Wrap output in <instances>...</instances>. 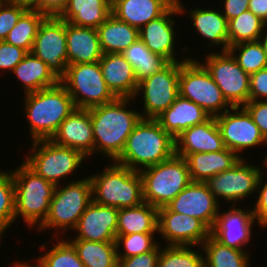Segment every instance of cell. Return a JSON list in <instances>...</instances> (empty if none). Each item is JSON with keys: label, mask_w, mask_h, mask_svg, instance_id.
<instances>
[{"label": "cell", "mask_w": 267, "mask_h": 267, "mask_svg": "<svg viewBox=\"0 0 267 267\" xmlns=\"http://www.w3.org/2000/svg\"><path fill=\"white\" fill-rule=\"evenodd\" d=\"M67 182L66 185L55 186L48 216L36 229L38 232L54 229L52 236L55 242L58 236L60 237L57 234L62 233L61 237H63L69 229L73 230L76 227L79 218L92 201V185L89 176Z\"/></svg>", "instance_id": "cell-6"}, {"label": "cell", "mask_w": 267, "mask_h": 267, "mask_svg": "<svg viewBox=\"0 0 267 267\" xmlns=\"http://www.w3.org/2000/svg\"><path fill=\"white\" fill-rule=\"evenodd\" d=\"M31 53L45 62L60 80L68 65L66 21L47 16L38 28Z\"/></svg>", "instance_id": "cell-14"}, {"label": "cell", "mask_w": 267, "mask_h": 267, "mask_svg": "<svg viewBox=\"0 0 267 267\" xmlns=\"http://www.w3.org/2000/svg\"><path fill=\"white\" fill-rule=\"evenodd\" d=\"M199 61L212 76L223 97L231 107H243L249 102L250 75L238 64L229 51L213 50Z\"/></svg>", "instance_id": "cell-11"}, {"label": "cell", "mask_w": 267, "mask_h": 267, "mask_svg": "<svg viewBox=\"0 0 267 267\" xmlns=\"http://www.w3.org/2000/svg\"><path fill=\"white\" fill-rule=\"evenodd\" d=\"M68 65L98 62L104 54L95 28L66 22Z\"/></svg>", "instance_id": "cell-26"}, {"label": "cell", "mask_w": 267, "mask_h": 267, "mask_svg": "<svg viewBox=\"0 0 267 267\" xmlns=\"http://www.w3.org/2000/svg\"><path fill=\"white\" fill-rule=\"evenodd\" d=\"M210 8H190L188 16L193 22L192 26L203 39L209 42L206 43L209 48L220 45L221 52L229 51L228 21L220 9H212V6Z\"/></svg>", "instance_id": "cell-27"}, {"label": "cell", "mask_w": 267, "mask_h": 267, "mask_svg": "<svg viewBox=\"0 0 267 267\" xmlns=\"http://www.w3.org/2000/svg\"><path fill=\"white\" fill-rule=\"evenodd\" d=\"M179 95L199 105L210 117L221 115L231 108L197 58L180 61Z\"/></svg>", "instance_id": "cell-10"}, {"label": "cell", "mask_w": 267, "mask_h": 267, "mask_svg": "<svg viewBox=\"0 0 267 267\" xmlns=\"http://www.w3.org/2000/svg\"><path fill=\"white\" fill-rule=\"evenodd\" d=\"M122 55L134 68L138 83L157 73L169 63L166 58L148 50L140 39L131 44Z\"/></svg>", "instance_id": "cell-35"}, {"label": "cell", "mask_w": 267, "mask_h": 267, "mask_svg": "<svg viewBox=\"0 0 267 267\" xmlns=\"http://www.w3.org/2000/svg\"><path fill=\"white\" fill-rule=\"evenodd\" d=\"M204 267H249L248 251L224 246L211 235L203 242ZM250 257V258H249Z\"/></svg>", "instance_id": "cell-34"}, {"label": "cell", "mask_w": 267, "mask_h": 267, "mask_svg": "<svg viewBox=\"0 0 267 267\" xmlns=\"http://www.w3.org/2000/svg\"><path fill=\"white\" fill-rule=\"evenodd\" d=\"M229 52L248 75L267 67V51L262 40L230 46Z\"/></svg>", "instance_id": "cell-38"}, {"label": "cell", "mask_w": 267, "mask_h": 267, "mask_svg": "<svg viewBox=\"0 0 267 267\" xmlns=\"http://www.w3.org/2000/svg\"><path fill=\"white\" fill-rule=\"evenodd\" d=\"M174 140L175 154L183 158L192 153L219 152L226 149L215 117L189 127Z\"/></svg>", "instance_id": "cell-22"}, {"label": "cell", "mask_w": 267, "mask_h": 267, "mask_svg": "<svg viewBox=\"0 0 267 267\" xmlns=\"http://www.w3.org/2000/svg\"><path fill=\"white\" fill-rule=\"evenodd\" d=\"M181 0L175 3L164 15L150 21L139 30V39L145 44L148 50L166 58L169 62H185L194 56L184 57L183 60L176 58V29L172 17L176 14L183 15L187 9ZM175 47V48H174ZM179 59V60H178Z\"/></svg>", "instance_id": "cell-17"}, {"label": "cell", "mask_w": 267, "mask_h": 267, "mask_svg": "<svg viewBox=\"0 0 267 267\" xmlns=\"http://www.w3.org/2000/svg\"><path fill=\"white\" fill-rule=\"evenodd\" d=\"M15 222V187L11 171H0V235Z\"/></svg>", "instance_id": "cell-40"}, {"label": "cell", "mask_w": 267, "mask_h": 267, "mask_svg": "<svg viewBox=\"0 0 267 267\" xmlns=\"http://www.w3.org/2000/svg\"><path fill=\"white\" fill-rule=\"evenodd\" d=\"M96 30L104 54H122L139 39V30L137 28L119 20L113 14Z\"/></svg>", "instance_id": "cell-32"}, {"label": "cell", "mask_w": 267, "mask_h": 267, "mask_svg": "<svg viewBox=\"0 0 267 267\" xmlns=\"http://www.w3.org/2000/svg\"><path fill=\"white\" fill-rule=\"evenodd\" d=\"M156 234L158 233H133L128 235H117L115 240L117 257L129 258L153 251L159 245V243H161L160 241H156V238L154 239Z\"/></svg>", "instance_id": "cell-41"}, {"label": "cell", "mask_w": 267, "mask_h": 267, "mask_svg": "<svg viewBox=\"0 0 267 267\" xmlns=\"http://www.w3.org/2000/svg\"><path fill=\"white\" fill-rule=\"evenodd\" d=\"M139 174L144 202L158 209L171 202L192 181L185 158L176 154Z\"/></svg>", "instance_id": "cell-7"}, {"label": "cell", "mask_w": 267, "mask_h": 267, "mask_svg": "<svg viewBox=\"0 0 267 267\" xmlns=\"http://www.w3.org/2000/svg\"><path fill=\"white\" fill-rule=\"evenodd\" d=\"M264 173L267 176V172L262 171L258 184L256 192H258V198H256V202L254 204V207L252 208L254 217L257 221V225L259 227L266 229L267 227V178L266 181L264 180Z\"/></svg>", "instance_id": "cell-45"}, {"label": "cell", "mask_w": 267, "mask_h": 267, "mask_svg": "<svg viewBox=\"0 0 267 267\" xmlns=\"http://www.w3.org/2000/svg\"><path fill=\"white\" fill-rule=\"evenodd\" d=\"M265 145H267V140H266ZM262 162H263V165H264V166H261V167H263V168L265 167V168H266L265 170H266V172H267V153H266L265 158L263 159Z\"/></svg>", "instance_id": "cell-55"}, {"label": "cell", "mask_w": 267, "mask_h": 267, "mask_svg": "<svg viewBox=\"0 0 267 267\" xmlns=\"http://www.w3.org/2000/svg\"><path fill=\"white\" fill-rule=\"evenodd\" d=\"M232 205L230 210L220 212L216 217L215 224L210 230V235L224 246L237 250H245L252 238L253 226L257 222L252 208L251 210L238 208Z\"/></svg>", "instance_id": "cell-18"}, {"label": "cell", "mask_w": 267, "mask_h": 267, "mask_svg": "<svg viewBox=\"0 0 267 267\" xmlns=\"http://www.w3.org/2000/svg\"><path fill=\"white\" fill-rule=\"evenodd\" d=\"M174 4L173 0H114L111 2V13L140 30L164 15Z\"/></svg>", "instance_id": "cell-24"}, {"label": "cell", "mask_w": 267, "mask_h": 267, "mask_svg": "<svg viewBox=\"0 0 267 267\" xmlns=\"http://www.w3.org/2000/svg\"><path fill=\"white\" fill-rule=\"evenodd\" d=\"M210 118L207 112L196 103L180 95L156 120L175 139L191 126L204 123Z\"/></svg>", "instance_id": "cell-25"}, {"label": "cell", "mask_w": 267, "mask_h": 267, "mask_svg": "<svg viewBox=\"0 0 267 267\" xmlns=\"http://www.w3.org/2000/svg\"><path fill=\"white\" fill-rule=\"evenodd\" d=\"M249 101H267V67L250 75Z\"/></svg>", "instance_id": "cell-47"}, {"label": "cell", "mask_w": 267, "mask_h": 267, "mask_svg": "<svg viewBox=\"0 0 267 267\" xmlns=\"http://www.w3.org/2000/svg\"><path fill=\"white\" fill-rule=\"evenodd\" d=\"M96 175H90L92 201L116 207H135L144 202L142 179L138 171L112 162Z\"/></svg>", "instance_id": "cell-5"}, {"label": "cell", "mask_w": 267, "mask_h": 267, "mask_svg": "<svg viewBox=\"0 0 267 267\" xmlns=\"http://www.w3.org/2000/svg\"><path fill=\"white\" fill-rule=\"evenodd\" d=\"M248 10L267 23V0H249Z\"/></svg>", "instance_id": "cell-51"}, {"label": "cell", "mask_w": 267, "mask_h": 267, "mask_svg": "<svg viewBox=\"0 0 267 267\" xmlns=\"http://www.w3.org/2000/svg\"><path fill=\"white\" fill-rule=\"evenodd\" d=\"M265 26L266 23L261 18L249 10L244 11L228 21L229 47L243 42L262 40Z\"/></svg>", "instance_id": "cell-36"}, {"label": "cell", "mask_w": 267, "mask_h": 267, "mask_svg": "<svg viewBox=\"0 0 267 267\" xmlns=\"http://www.w3.org/2000/svg\"><path fill=\"white\" fill-rule=\"evenodd\" d=\"M193 246L164 245L160 247L157 267H204V255Z\"/></svg>", "instance_id": "cell-39"}, {"label": "cell", "mask_w": 267, "mask_h": 267, "mask_svg": "<svg viewBox=\"0 0 267 267\" xmlns=\"http://www.w3.org/2000/svg\"><path fill=\"white\" fill-rule=\"evenodd\" d=\"M158 234L165 245L198 248L210 236V229L198 218L170 211L166 206L158 209Z\"/></svg>", "instance_id": "cell-16"}, {"label": "cell", "mask_w": 267, "mask_h": 267, "mask_svg": "<svg viewBox=\"0 0 267 267\" xmlns=\"http://www.w3.org/2000/svg\"><path fill=\"white\" fill-rule=\"evenodd\" d=\"M68 0H40V2L33 8L46 16L58 17L65 9Z\"/></svg>", "instance_id": "cell-49"}, {"label": "cell", "mask_w": 267, "mask_h": 267, "mask_svg": "<svg viewBox=\"0 0 267 267\" xmlns=\"http://www.w3.org/2000/svg\"><path fill=\"white\" fill-rule=\"evenodd\" d=\"M50 140L90 158L94 154V136L89 109L75 108Z\"/></svg>", "instance_id": "cell-21"}, {"label": "cell", "mask_w": 267, "mask_h": 267, "mask_svg": "<svg viewBox=\"0 0 267 267\" xmlns=\"http://www.w3.org/2000/svg\"><path fill=\"white\" fill-rule=\"evenodd\" d=\"M28 52L20 47L0 41V72L10 73L24 59ZM7 70V71H6ZM2 75V73H0Z\"/></svg>", "instance_id": "cell-44"}, {"label": "cell", "mask_w": 267, "mask_h": 267, "mask_svg": "<svg viewBox=\"0 0 267 267\" xmlns=\"http://www.w3.org/2000/svg\"><path fill=\"white\" fill-rule=\"evenodd\" d=\"M180 62H169L157 73L138 83L137 96L142 97V118L156 119L168 109L179 95Z\"/></svg>", "instance_id": "cell-12"}, {"label": "cell", "mask_w": 267, "mask_h": 267, "mask_svg": "<svg viewBox=\"0 0 267 267\" xmlns=\"http://www.w3.org/2000/svg\"><path fill=\"white\" fill-rule=\"evenodd\" d=\"M99 64L105 83L117 98L135 97L138 89L135 71L122 54H103Z\"/></svg>", "instance_id": "cell-23"}, {"label": "cell", "mask_w": 267, "mask_h": 267, "mask_svg": "<svg viewBox=\"0 0 267 267\" xmlns=\"http://www.w3.org/2000/svg\"><path fill=\"white\" fill-rule=\"evenodd\" d=\"M174 154L175 140L159 122L141 118L114 162L139 172L170 159Z\"/></svg>", "instance_id": "cell-2"}, {"label": "cell", "mask_w": 267, "mask_h": 267, "mask_svg": "<svg viewBox=\"0 0 267 267\" xmlns=\"http://www.w3.org/2000/svg\"><path fill=\"white\" fill-rule=\"evenodd\" d=\"M111 14L109 0H68L58 17L75 26L97 29Z\"/></svg>", "instance_id": "cell-29"}, {"label": "cell", "mask_w": 267, "mask_h": 267, "mask_svg": "<svg viewBox=\"0 0 267 267\" xmlns=\"http://www.w3.org/2000/svg\"><path fill=\"white\" fill-rule=\"evenodd\" d=\"M134 98H116L114 101L90 108L93 126L94 153L115 161L125 146L128 136L142 118L140 111L128 108Z\"/></svg>", "instance_id": "cell-1"}, {"label": "cell", "mask_w": 267, "mask_h": 267, "mask_svg": "<svg viewBox=\"0 0 267 267\" xmlns=\"http://www.w3.org/2000/svg\"><path fill=\"white\" fill-rule=\"evenodd\" d=\"M241 159L234 151L225 149L219 152L189 154L185 160L192 181L205 182L210 177L231 169Z\"/></svg>", "instance_id": "cell-28"}, {"label": "cell", "mask_w": 267, "mask_h": 267, "mask_svg": "<svg viewBox=\"0 0 267 267\" xmlns=\"http://www.w3.org/2000/svg\"><path fill=\"white\" fill-rule=\"evenodd\" d=\"M67 240L76 249L85 267H118L115 241L95 242L70 238Z\"/></svg>", "instance_id": "cell-33"}, {"label": "cell", "mask_w": 267, "mask_h": 267, "mask_svg": "<svg viewBox=\"0 0 267 267\" xmlns=\"http://www.w3.org/2000/svg\"><path fill=\"white\" fill-rule=\"evenodd\" d=\"M215 119L225 147L241 158L244 156L240 154H244L246 150L266 143L259 127L244 107H231Z\"/></svg>", "instance_id": "cell-15"}, {"label": "cell", "mask_w": 267, "mask_h": 267, "mask_svg": "<svg viewBox=\"0 0 267 267\" xmlns=\"http://www.w3.org/2000/svg\"><path fill=\"white\" fill-rule=\"evenodd\" d=\"M159 244L153 251L142 253L129 258H118V267H157L160 254Z\"/></svg>", "instance_id": "cell-46"}, {"label": "cell", "mask_w": 267, "mask_h": 267, "mask_svg": "<svg viewBox=\"0 0 267 267\" xmlns=\"http://www.w3.org/2000/svg\"><path fill=\"white\" fill-rule=\"evenodd\" d=\"M243 107L252 116L262 136L267 140V101H249Z\"/></svg>", "instance_id": "cell-48"}, {"label": "cell", "mask_w": 267, "mask_h": 267, "mask_svg": "<svg viewBox=\"0 0 267 267\" xmlns=\"http://www.w3.org/2000/svg\"><path fill=\"white\" fill-rule=\"evenodd\" d=\"M262 171L261 166L246 163L245 159L241 158L231 169L210 177L205 184L218 202L224 199L231 205H236L256 193Z\"/></svg>", "instance_id": "cell-13"}, {"label": "cell", "mask_w": 267, "mask_h": 267, "mask_svg": "<svg viewBox=\"0 0 267 267\" xmlns=\"http://www.w3.org/2000/svg\"><path fill=\"white\" fill-rule=\"evenodd\" d=\"M224 6L222 14L227 21L239 16L244 11L248 10L249 0H223Z\"/></svg>", "instance_id": "cell-50"}, {"label": "cell", "mask_w": 267, "mask_h": 267, "mask_svg": "<svg viewBox=\"0 0 267 267\" xmlns=\"http://www.w3.org/2000/svg\"><path fill=\"white\" fill-rule=\"evenodd\" d=\"M15 187V221L38 228L47 218L55 185L39 176L25 162L11 169Z\"/></svg>", "instance_id": "cell-4"}, {"label": "cell", "mask_w": 267, "mask_h": 267, "mask_svg": "<svg viewBox=\"0 0 267 267\" xmlns=\"http://www.w3.org/2000/svg\"><path fill=\"white\" fill-rule=\"evenodd\" d=\"M46 17L36 9H27L4 41L31 52L38 28Z\"/></svg>", "instance_id": "cell-37"}, {"label": "cell", "mask_w": 267, "mask_h": 267, "mask_svg": "<svg viewBox=\"0 0 267 267\" xmlns=\"http://www.w3.org/2000/svg\"><path fill=\"white\" fill-rule=\"evenodd\" d=\"M12 73L21 83L24 94L50 88L60 82L47 64L31 52L26 54Z\"/></svg>", "instance_id": "cell-30"}, {"label": "cell", "mask_w": 267, "mask_h": 267, "mask_svg": "<svg viewBox=\"0 0 267 267\" xmlns=\"http://www.w3.org/2000/svg\"><path fill=\"white\" fill-rule=\"evenodd\" d=\"M36 264L35 265H31V263L27 264V262H19V261H16V263H13L14 265L13 266H10V267H45V265L41 262V260L37 257L36 259Z\"/></svg>", "instance_id": "cell-53"}, {"label": "cell", "mask_w": 267, "mask_h": 267, "mask_svg": "<svg viewBox=\"0 0 267 267\" xmlns=\"http://www.w3.org/2000/svg\"><path fill=\"white\" fill-rule=\"evenodd\" d=\"M133 233H158V208L143 202L118 209L117 235Z\"/></svg>", "instance_id": "cell-31"}, {"label": "cell", "mask_w": 267, "mask_h": 267, "mask_svg": "<svg viewBox=\"0 0 267 267\" xmlns=\"http://www.w3.org/2000/svg\"><path fill=\"white\" fill-rule=\"evenodd\" d=\"M7 1L26 6L28 9H33L40 2V0H7Z\"/></svg>", "instance_id": "cell-52"}, {"label": "cell", "mask_w": 267, "mask_h": 267, "mask_svg": "<svg viewBox=\"0 0 267 267\" xmlns=\"http://www.w3.org/2000/svg\"><path fill=\"white\" fill-rule=\"evenodd\" d=\"M60 83L79 109H90L117 98L105 83L99 61L67 65Z\"/></svg>", "instance_id": "cell-9"}, {"label": "cell", "mask_w": 267, "mask_h": 267, "mask_svg": "<svg viewBox=\"0 0 267 267\" xmlns=\"http://www.w3.org/2000/svg\"><path fill=\"white\" fill-rule=\"evenodd\" d=\"M118 209L94 201L87 206L73 231L72 239L95 242L115 241L117 236Z\"/></svg>", "instance_id": "cell-20"}, {"label": "cell", "mask_w": 267, "mask_h": 267, "mask_svg": "<svg viewBox=\"0 0 267 267\" xmlns=\"http://www.w3.org/2000/svg\"><path fill=\"white\" fill-rule=\"evenodd\" d=\"M265 32H263V35H262V41L264 42L265 44V47H266V51H267V23H266V26H265Z\"/></svg>", "instance_id": "cell-54"}, {"label": "cell", "mask_w": 267, "mask_h": 267, "mask_svg": "<svg viewBox=\"0 0 267 267\" xmlns=\"http://www.w3.org/2000/svg\"><path fill=\"white\" fill-rule=\"evenodd\" d=\"M57 241L47 250L48 252L38 256L45 267H85L76 249L67 239L58 237Z\"/></svg>", "instance_id": "cell-42"}, {"label": "cell", "mask_w": 267, "mask_h": 267, "mask_svg": "<svg viewBox=\"0 0 267 267\" xmlns=\"http://www.w3.org/2000/svg\"><path fill=\"white\" fill-rule=\"evenodd\" d=\"M24 95L23 107L31 141L51 139L60 124L76 108L60 82L56 86Z\"/></svg>", "instance_id": "cell-3"}, {"label": "cell", "mask_w": 267, "mask_h": 267, "mask_svg": "<svg viewBox=\"0 0 267 267\" xmlns=\"http://www.w3.org/2000/svg\"><path fill=\"white\" fill-rule=\"evenodd\" d=\"M31 143V151L29 155L25 154L24 162L55 186L62 184L61 179L63 181L75 174L83 160L87 159L81 152L57 145L50 139L35 140Z\"/></svg>", "instance_id": "cell-8"}, {"label": "cell", "mask_w": 267, "mask_h": 267, "mask_svg": "<svg viewBox=\"0 0 267 267\" xmlns=\"http://www.w3.org/2000/svg\"><path fill=\"white\" fill-rule=\"evenodd\" d=\"M28 8L23 5L4 0L0 4V41H4L8 33Z\"/></svg>", "instance_id": "cell-43"}, {"label": "cell", "mask_w": 267, "mask_h": 267, "mask_svg": "<svg viewBox=\"0 0 267 267\" xmlns=\"http://www.w3.org/2000/svg\"><path fill=\"white\" fill-rule=\"evenodd\" d=\"M220 202L209 191L205 182L191 181L166 207L170 211L186 214L213 228Z\"/></svg>", "instance_id": "cell-19"}]
</instances>
